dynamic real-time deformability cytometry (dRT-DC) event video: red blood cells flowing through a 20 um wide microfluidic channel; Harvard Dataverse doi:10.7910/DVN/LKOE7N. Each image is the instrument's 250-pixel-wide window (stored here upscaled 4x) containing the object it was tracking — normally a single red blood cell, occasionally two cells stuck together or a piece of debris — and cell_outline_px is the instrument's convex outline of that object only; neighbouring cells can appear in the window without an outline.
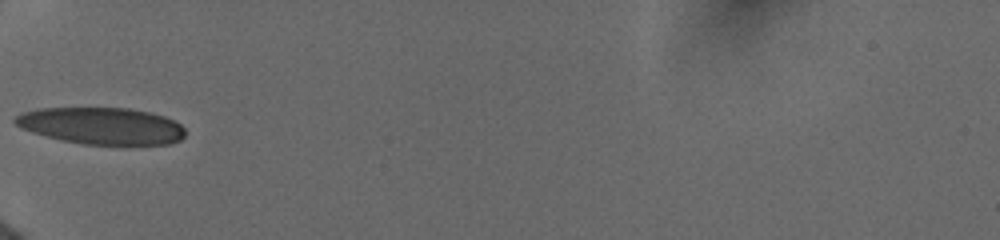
{"species": "human", "species_latin": "Homo sapiens", "temperature_condition": "cold", "stored_images_in_passage": 35, "camera_frame_rate_fps": 3000, "um_per_image_px": 0.085, "donor": {"sex": "female"}, "frame": {"image": 1, "passage_image": 1, "time_ms": 0.0, "image_size_px": [1000, 240], "cell_outline_px": [[184, 136], [180, 140], [168, 144], [120, 148], [84, 144], [60, 140], [32, 132], [20, 128], [12, 120], [16, 116], [24, 112], [40, 108], [128, 108], [148, 112], [164, 116], [180, 124], [184, 128]], "centroid_in_image_um": [8.67, 10.75], "position_along_channel_um": 76.3, "area_um2": 37.51}}
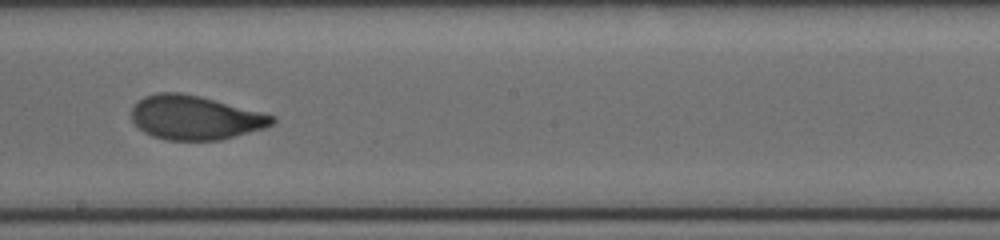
{"frame": {"image": 2, "passage_image": 20, "time_ms": 4.0, "image_size_px": [1000, 240], "cell_outline_px": [[276, 120], [272, 124], [264, 128], [220, 140], [168, 140], [152, 136], [144, 132], [132, 120], [132, 108], [144, 96], [156, 92], [180, 92], [200, 96], [276, 116]], "centroid_in_image_um": [16.57, 9.99], "position_along_channel_um": 231.6, "area_um2": 35.89}}
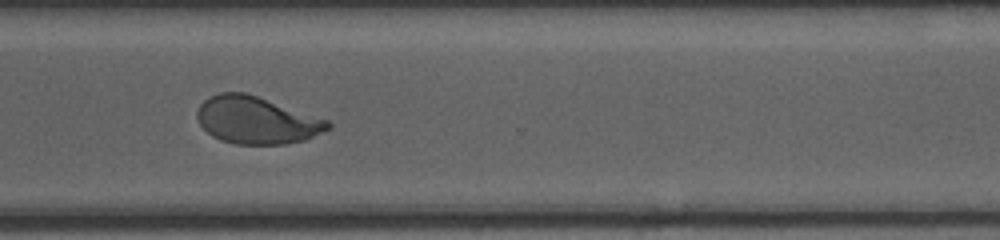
{"frame": {"image": 3, "passage_image": 34, "time_ms": 7.0, "image_size_px": [1000, 240], "cell_outline_px": [[332, 124], [328, 128], [304, 140], [284, 144], [236, 144], [220, 140], [212, 136], [200, 124], [196, 116], [196, 112], [200, 104], [204, 100], [220, 92], [244, 92], [328, 120]], "centroid_in_image_um": [21.76, 10.22], "position_along_channel_um": 348.8, "area_um2": 35.49}}